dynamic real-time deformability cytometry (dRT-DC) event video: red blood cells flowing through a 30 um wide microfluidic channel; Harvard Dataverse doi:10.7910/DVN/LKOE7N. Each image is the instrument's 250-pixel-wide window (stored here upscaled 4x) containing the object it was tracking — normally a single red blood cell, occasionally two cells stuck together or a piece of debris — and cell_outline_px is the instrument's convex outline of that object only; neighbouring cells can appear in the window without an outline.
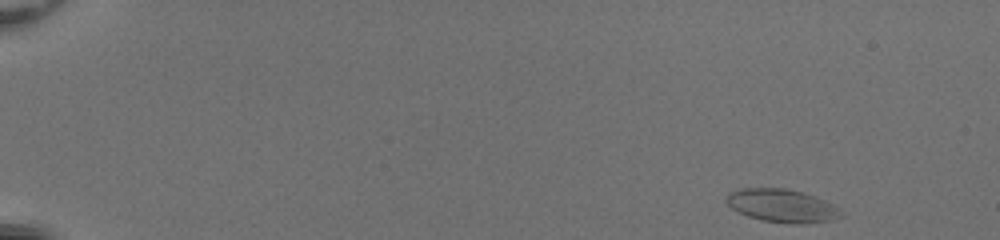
{"species": "common noctule bat (a hibernating species)", "species_latin": "Nyctalus noctula", "temperature_condition": "room temperature", "stored_images_in_passage": 48, "camera_frame_rate_fps": 3000, "um_per_image_px": 0.085, "animal": {"sex": "female", "body_mass_g": 20.0, "forearm_length_mm": 54.0}, "frame": {"image": 1, "passage_image": 1, "time_ms": 0.0, "image_size_px": [1000, 240], "cell_outline_px": [[832, 212], [824, 220], [764, 220], [748, 216], [732, 208], [728, 204], [728, 192], [740, 188], [784, 188], [800, 192], [812, 196], [832, 204]], "centroid_in_image_um": [66.17, 17.38], "position_along_channel_um": 18.8, "area_um2": 19.59}}
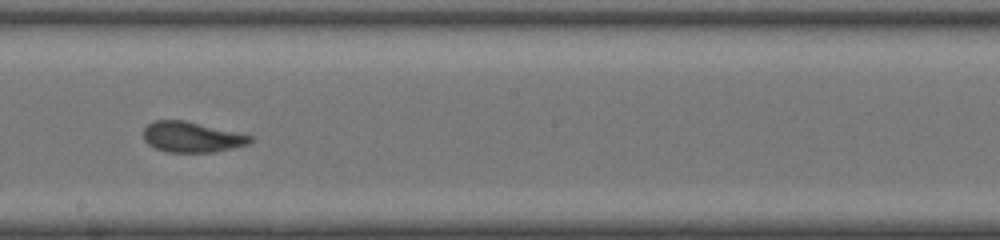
{"frame": {"image": 2, "passage_image": 28, "time_ms": 9.0, "image_size_px": [1000, 240], "cell_outline_px": [[252, 140], [248, 144], [232, 148], [212, 152], [168, 152], [156, 148], [148, 144], [144, 140], [144, 128], [148, 124], [156, 120], [184, 120], [252, 136]], "centroid_in_image_um": [16.27, 11.65], "position_along_channel_um": 231.9, "area_um2": 18.67}}
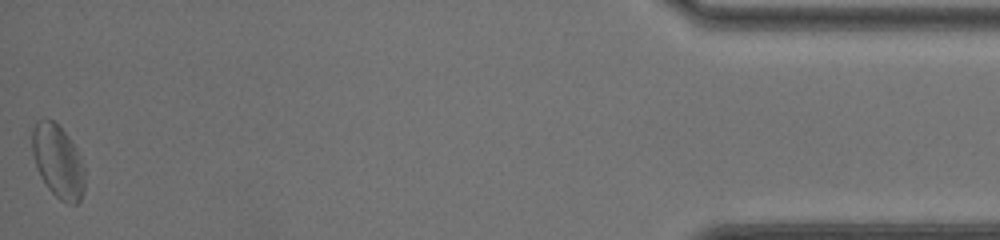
{"frame": {"image": 3, "passage_image": 48, "time_ms": 15.667, "image_size_px": [1000, 240], "cell_outline_px": [[84, 188], [80, 200], [76, 204], [68, 204], [60, 200], [48, 188], [40, 176], [32, 152], [32, 128], [36, 120], [52, 120], [68, 136], [84, 168]], "centroid_in_image_um": [4.9, 13.74], "position_along_channel_um": 430.3, "area_um2": 21.91}, "authors_computed_cell_mechanics": {"area_um2": 19.3919, "velocity_mm_per_s": 4.1352, "shape_relaxation_time_tau1_ms": 3.933, "shape_relaxation_time_tau2_ms": 1.293, "deformation_change_tau1": 0.1154, "deformation_change_tau2": 0.0646}}